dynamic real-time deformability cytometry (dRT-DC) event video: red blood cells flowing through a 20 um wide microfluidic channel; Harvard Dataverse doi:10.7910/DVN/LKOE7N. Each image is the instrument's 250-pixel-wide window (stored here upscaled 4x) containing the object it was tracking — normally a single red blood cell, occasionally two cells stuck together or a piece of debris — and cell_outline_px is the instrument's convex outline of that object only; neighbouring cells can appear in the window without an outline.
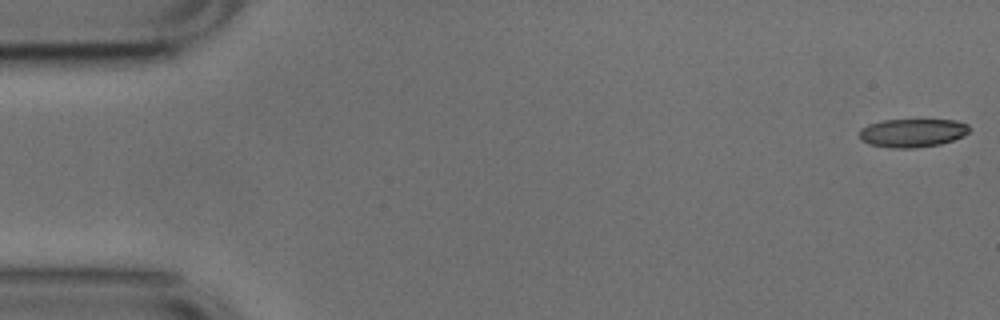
{"species": "common noctule bat (a hibernating species)", "species_latin": "Nyctalus noctula", "temperature_condition": "cold", "stored_images_in_passage": 52, "camera_frame_rate_fps": 3000, "um_per_image_px": 0.085, "animal": {"sex": "male", "body_mass_g": 17.9, "forearm_length_mm": 54.2}, "frame": {"image": 1, "passage_image": 1, "time_ms": 0.0, "image_size_px": [1000, 320], "cell_outline_px": [[968, 132], [964, 136], [940, 144], [916, 148], [892, 148], [868, 144], [860, 140], [860, 128], [868, 124], [884, 120], [956, 120], [968, 124]], "centroid_in_image_um": [77.53, 11.3], "position_along_channel_um": 7.5, "area_um2": 18.26}}
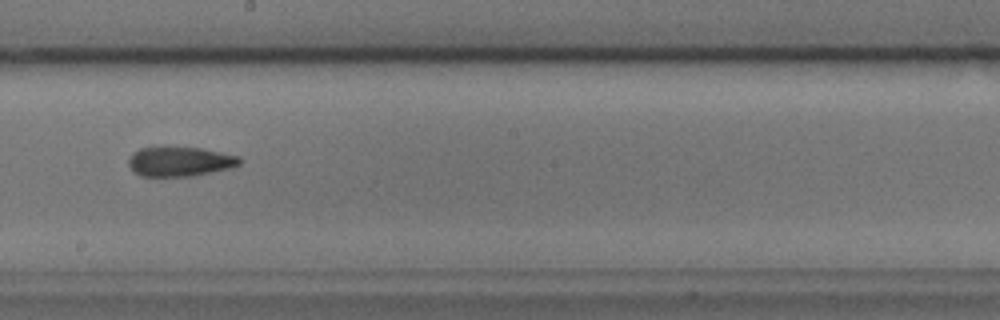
{"frame": {"image": 2, "passage_image": 29, "time_ms": 9.333, "image_size_px": [1000, 320], "cell_outline_px": [[240, 164], [232, 168], [192, 176], [140, 176], [132, 172], [128, 164], [128, 160], [132, 152], [140, 148], [200, 148], [240, 156]], "centroid_in_image_um": [15.27, 13.75], "position_along_channel_um": 232.9, "area_um2": 19.07}}
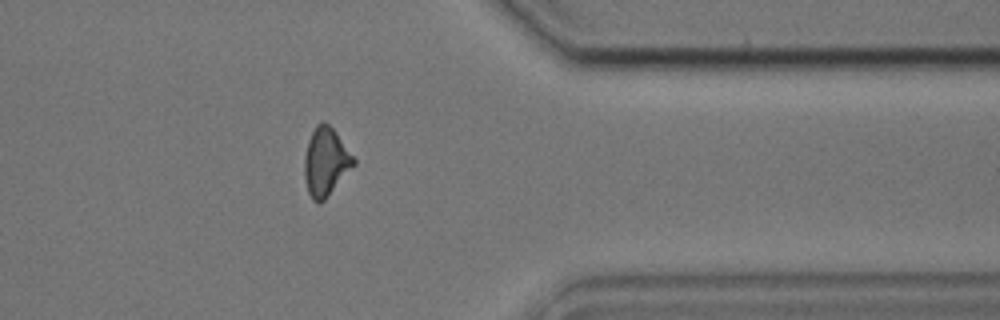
{"frame": {"image": 3, "passage_image": 42, "time_ms": 13.667, "image_size_px": [1000, 320], "cell_outline_px": [[356, 164], [324, 200], [320, 204], [312, 200], [308, 192], [304, 176], [304, 156], [308, 140], [316, 124], [320, 120], [324, 120], [336, 132], [356, 160]], "centroid_in_image_um": [27.68, 13.74], "position_along_channel_um": 383.7, "area_um2": 19.65}, "authors_computed_cell_mechanics": {"area_um2": 19.1029, "velocity_mm_per_s": 3.7932, "shape_relaxation_time_tau1_ms": null, "shape_relaxation_time_tau2_ms": 7.5486, "deformation_change_tau1": null, "deformation_change_tau2": 0.1847}}